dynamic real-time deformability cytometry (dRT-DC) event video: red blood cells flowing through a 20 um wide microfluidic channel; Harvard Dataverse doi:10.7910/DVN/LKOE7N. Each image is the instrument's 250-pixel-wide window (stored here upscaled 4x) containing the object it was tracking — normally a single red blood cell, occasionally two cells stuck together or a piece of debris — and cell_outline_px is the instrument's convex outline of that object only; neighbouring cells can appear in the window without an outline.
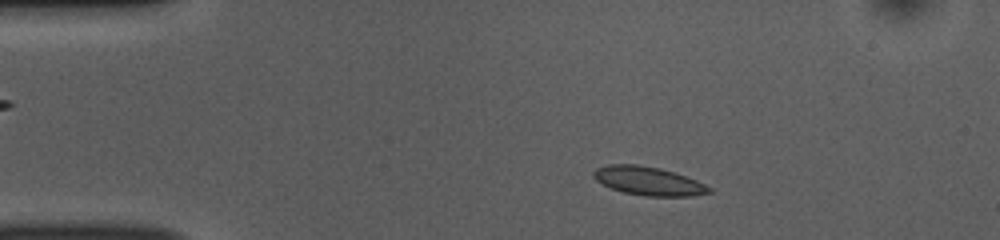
{"species": "common noctule bat (a hibernating species)", "species_latin": "Nyctalus noctula", "temperature_condition": "room temperature", "stored_images_in_passage": 48, "camera_frame_rate_fps": 3000, "um_per_image_px": 0.085, "animal": {"sex": "female", "body_mass_g": 10.0, "forearm_length_mm": 53.1}, "frame": {"image": 1, "passage_image": 6, "time_ms": 1.667, "image_size_px": [1000, 240], "cell_outline_px": [[712, 192], [692, 196], [644, 196], [624, 192], [612, 188], [596, 180], [592, 176], [592, 172], [596, 168], [608, 164], [636, 164], [660, 168], [676, 172], [696, 180], [712, 188]], "centroid_in_image_um": [55.12, 15.37], "position_along_channel_um": 29.9, "area_um2": 19.31}}
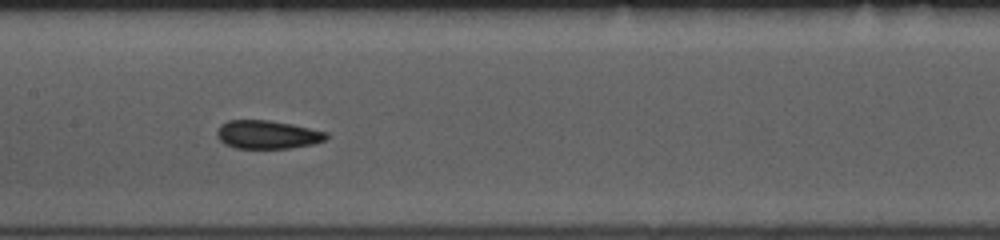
{"frame": {"image": 2, "passage_image": 22, "time_ms": 7.0, "image_size_px": [1000, 240], "cell_outline_px": [[328, 136], [324, 140], [312, 144], [288, 148], [236, 148], [224, 144], [216, 136], [216, 128], [220, 124], [228, 120], [268, 120], [292, 124], [328, 132]], "centroid_in_image_um": [22.68, 11.43], "position_along_channel_um": 184.7, "area_um2": 18.15}}
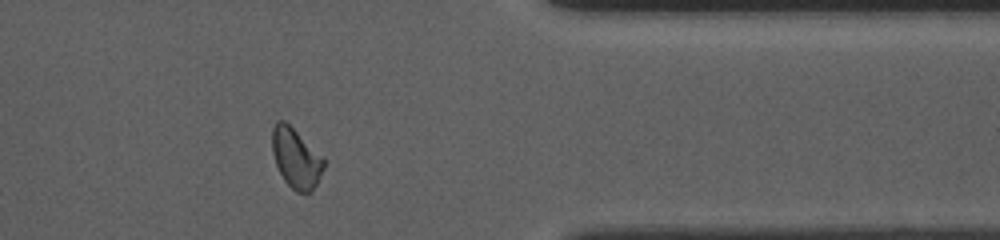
{"frame": {"image": 3, "passage_image": 39, "time_ms": 12.667, "image_size_px": [1000, 240], "cell_outline_px": [[324, 168], [316, 184], [308, 192], [296, 192], [284, 180], [276, 164], [272, 152], [272, 128], [276, 120], [284, 120], [324, 156]], "centroid_in_image_um": [25.15, 13.41], "position_along_channel_um": 386.2, "area_um2": 17.92}, "authors_computed_cell_mechanics": {"area_um2": 18.496, "velocity_mm_per_s": 3.836, "shape_relaxation_time_tau1_ms": 9.2695, "shape_relaxation_time_tau2_ms": 2.3162, "deformation_change_tau1": 0.1123, "deformation_change_tau2": 0.0383}}